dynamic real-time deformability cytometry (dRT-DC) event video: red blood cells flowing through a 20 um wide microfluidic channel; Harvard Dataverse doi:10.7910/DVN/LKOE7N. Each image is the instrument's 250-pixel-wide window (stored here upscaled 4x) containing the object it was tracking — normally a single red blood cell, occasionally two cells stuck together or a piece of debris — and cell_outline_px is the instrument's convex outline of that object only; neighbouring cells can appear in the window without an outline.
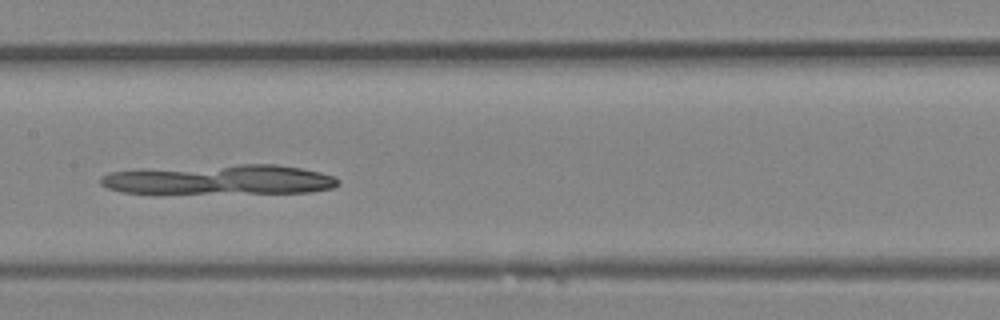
{"species": "Egyptian fruit bat (a non-hibernating species)", "species_latin": "Rousettus aegyptiacus", "temperature_condition": "room temperature", "stored_images_in_passage": 31, "camera_frame_rate_fps": 3000, "um_per_image_px": 0.085, "animal": {"sex": "female"}, "frame": {"image": 1, "passage_image": 16, "time_ms": 5.0, "image_size_px": [1000, 320], "cell_outline_px": [[340, 184], [332, 188], [312, 192], [120, 192], [108, 188], [100, 184], [100, 176], [108, 172], [240, 164], [276, 164], [300, 168], [320, 172], [336, 176], [340, 180]], "centroid_in_image_um": [18.78, 15.26], "position_along_channel_um": 188.6, "area_um2": 40.23}}
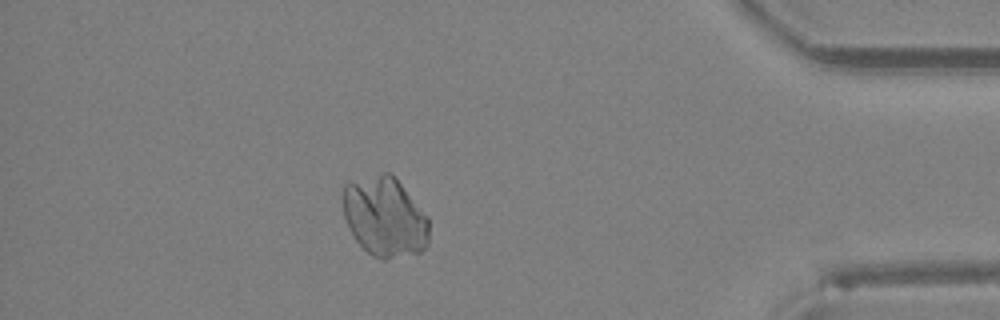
{"frame": {"image": 2, "passage_image": 28, "time_ms": 9.0, "image_size_px": [1000, 320], "cell_outline_px": [[428, 244], [420, 252], [388, 260], [380, 260], [372, 256], [356, 240], [348, 228], [344, 216], [340, 200], [340, 196], [344, 184], [384, 172], [388, 172], [400, 184], [428, 216]], "centroid_in_image_um": [32.66, 18.46], "position_along_channel_um": 402.5, "area_um2": 40.29}}